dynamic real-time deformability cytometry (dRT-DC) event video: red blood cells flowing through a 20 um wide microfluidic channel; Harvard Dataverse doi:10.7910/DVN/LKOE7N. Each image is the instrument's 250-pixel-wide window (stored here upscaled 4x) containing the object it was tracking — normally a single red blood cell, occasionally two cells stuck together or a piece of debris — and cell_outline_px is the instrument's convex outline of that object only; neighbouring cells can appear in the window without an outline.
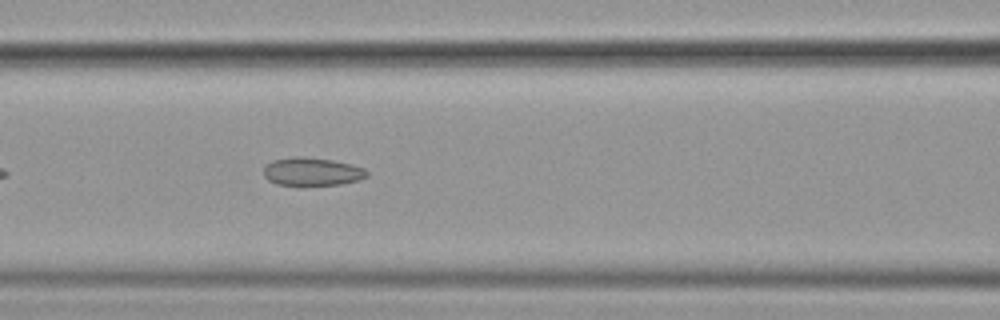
{"species": "common noctule bat (a hibernating species)", "species_latin": "Nyctalus noctula", "temperature_condition": "cold", "stored_images_in_passage": 35, "camera_frame_rate_fps": 3000, "um_per_image_px": 0.085, "animal": {"sex": "female", "body_mass_g": 19.9}, "frame": {"image": 1, "passage_image": 10, "time_ms": 3.0, "image_size_px": [1000, 320], "cell_outline_px": [[368, 176], [360, 180], [340, 184], [276, 184], [268, 180], [264, 176], [264, 168], [272, 160], [292, 156], [304, 156], [332, 160], [364, 168], [368, 172]], "centroid_in_image_um": [26.52, 14.57], "position_along_channel_um": 140.1, "area_um2": 16.7}}
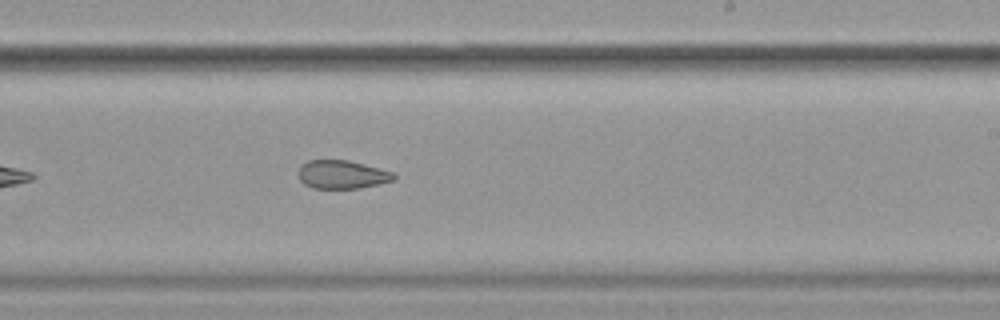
{"frame": {"image": 2, "passage_image": 20, "time_ms": 6.333, "image_size_px": [1000, 320], "cell_outline_px": [[396, 180], [360, 188], [312, 188], [304, 184], [300, 180], [300, 168], [308, 160], [348, 160], [364, 164], [392, 172], [396, 176]], "centroid_in_image_um": [29.1, 14.84], "position_along_channel_um": 259.9, "area_um2": 15.61}}
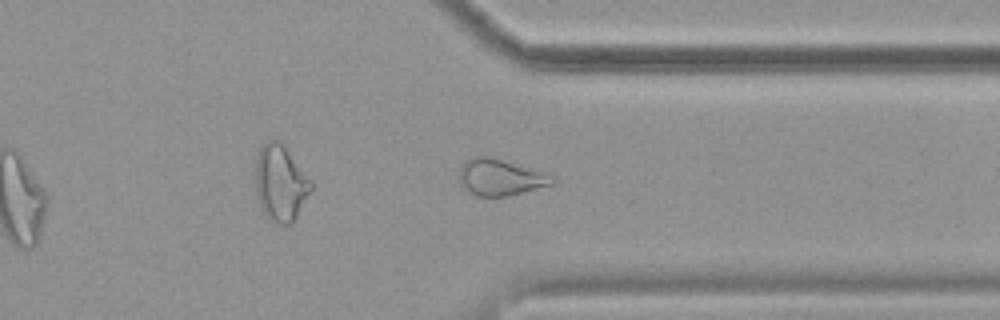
{"frame": {"image": 3, "passage_image": 29, "time_ms": 9.333, "image_size_px": [1000, 320], "cell_outline_px": [[556, 180], [552, 184], [508, 196], [476, 196], [460, 184], [460, 164], [464, 160], [476, 156], [484, 156], [500, 160], [540, 172], [552, 176]], "centroid_in_image_um": [42.46, 15.09], "position_along_channel_um": 368.9, "area_um2": 19.07}, "authors_computed_cell_mechanics": {"area_um2": 17.4556, "velocity_mm_per_s": 3.6184, "shape_relaxation_time_tau1_ms": null, "shape_relaxation_time_tau2_ms": 3.0996, "deformation_change_tau1": null, "deformation_change_tau2": 0.0864}}